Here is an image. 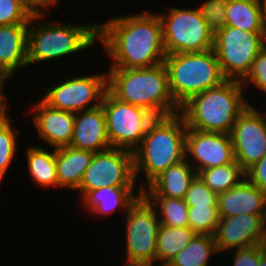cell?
I'll return each mask as SVG.
<instances>
[{"mask_svg":"<svg viewBox=\"0 0 266 266\" xmlns=\"http://www.w3.org/2000/svg\"><path fill=\"white\" fill-rule=\"evenodd\" d=\"M97 25L98 40L112 58L110 68H150L167 56L159 14L118 16Z\"/></svg>","mask_w":266,"mask_h":266,"instance_id":"1","label":"cell"},{"mask_svg":"<svg viewBox=\"0 0 266 266\" xmlns=\"http://www.w3.org/2000/svg\"><path fill=\"white\" fill-rule=\"evenodd\" d=\"M107 90L118 100L141 107L155 117L180 113L164 63L150 68H110Z\"/></svg>","mask_w":266,"mask_h":266,"instance_id":"2","label":"cell"},{"mask_svg":"<svg viewBox=\"0 0 266 266\" xmlns=\"http://www.w3.org/2000/svg\"><path fill=\"white\" fill-rule=\"evenodd\" d=\"M185 120L180 113L156 117L149 125L141 146L133 151L135 179L146 175L147 186L170 166L186 159Z\"/></svg>","mask_w":266,"mask_h":266,"instance_id":"3","label":"cell"},{"mask_svg":"<svg viewBox=\"0 0 266 266\" xmlns=\"http://www.w3.org/2000/svg\"><path fill=\"white\" fill-rule=\"evenodd\" d=\"M243 82L226 80L185 102L180 114L188 129L230 134L240 114L249 106L243 98Z\"/></svg>","mask_w":266,"mask_h":266,"instance_id":"4","label":"cell"},{"mask_svg":"<svg viewBox=\"0 0 266 266\" xmlns=\"http://www.w3.org/2000/svg\"><path fill=\"white\" fill-rule=\"evenodd\" d=\"M36 11L29 21L27 31V63L62 58L94 46L98 40V25L45 24L38 26L31 22L43 17ZM31 24V25H30ZM33 25V26H32Z\"/></svg>","mask_w":266,"mask_h":266,"instance_id":"5","label":"cell"},{"mask_svg":"<svg viewBox=\"0 0 266 266\" xmlns=\"http://www.w3.org/2000/svg\"><path fill=\"white\" fill-rule=\"evenodd\" d=\"M163 63L171 95L179 108L191 97L226 81L213 49L167 55Z\"/></svg>","mask_w":266,"mask_h":266,"instance_id":"6","label":"cell"},{"mask_svg":"<svg viewBox=\"0 0 266 266\" xmlns=\"http://www.w3.org/2000/svg\"><path fill=\"white\" fill-rule=\"evenodd\" d=\"M262 49V32L225 26L214 33L213 50L226 80L242 82Z\"/></svg>","mask_w":266,"mask_h":266,"instance_id":"7","label":"cell"},{"mask_svg":"<svg viewBox=\"0 0 266 266\" xmlns=\"http://www.w3.org/2000/svg\"><path fill=\"white\" fill-rule=\"evenodd\" d=\"M167 55L203 52L213 49L214 32L197 9L171 8L160 15Z\"/></svg>","mask_w":266,"mask_h":266,"instance_id":"8","label":"cell"},{"mask_svg":"<svg viewBox=\"0 0 266 266\" xmlns=\"http://www.w3.org/2000/svg\"><path fill=\"white\" fill-rule=\"evenodd\" d=\"M101 105L111 147L133 152L156 117L141 107L118 100L108 90Z\"/></svg>","mask_w":266,"mask_h":266,"instance_id":"9","label":"cell"},{"mask_svg":"<svg viewBox=\"0 0 266 266\" xmlns=\"http://www.w3.org/2000/svg\"><path fill=\"white\" fill-rule=\"evenodd\" d=\"M155 205L141 195L126 212V266H152L160 226Z\"/></svg>","mask_w":266,"mask_h":266,"instance_id":"10","label":"cell"},{"mask_svg":"<svg viewBox=\"0 0 266 266\" xmlns=\"http://www.w3.org/2000/svg\"><path fill=\"white\" fill-rule=\"evenodd\" d=\"M135 180L133 152L111 147L94 153L77 190L83 198L102 187H134Z\"/></svg>","mask_w":266,"mask_h":266,"instance_id":"11","label":"cell"},{"mask_svg":"<svg viewBox=\"0 0 266 266\" xmlns=\"http://www.w3.org/2000/svg\"><path fill=\"white\" fill-rule=\"evenodd\" d=\"M106 91L107 73L93 76H76L53 88H48L47 94L42 100L52 108L78 113L100 106ZM93 100H97L95 104ZM91 102H93V105L90 104Z\"/></svg>","mask_w":266,"mask_h":266,"instance_id":"12","label":"cell"},{"mask_svg":"<svg viewBox=\"0 0 266 266\" xmlns=\"http://www.w3.org/2000/svg\"><path fill=\"white\" fill-rule=\"evenodd\" d=\"M264 115L249 104L230 132L235 160L244 171L266 155V112Z\"/></svg>","mask_w":266,"mask_h":266,"instance_id":"13","label":"cell"},{"mask_svg":"<svg viewBox=\"0 0 266 266\" xmlns=\"http://www.w3.org/2000/svg\"><path fill=\"white\" fill-rule=\"evenodd\" d=\"M185 154L188 161L189 157L195 159L196 162L190 163H194L192 166L196 167L194 169L197 173L236 161L230 134L203 132L188 128Z\"/></svg>","mask_w":266,"mask_h":266,"instance_id":"14","label":"cell"},{"mask_svg":"<svg viewBox=\"0 0 266 266\" xmlns=\"http://www.w3.org/2000/svg\"><path fill=\"white\" fill-rule=\"evenodd\" d=\"M213 236L218 251L266 244V216L245 213L221 218Z\"/></svg>","mask_w":266,"mask_h":266,"instance_id":"15","label":"cell"},{"mask_svg":"<svg viewBox=\"0 0 266 266\" xmlns=\"http://www.w3.org/2000/svg\"><path fill=\"white\" fill-rule=\"evenodd\" d=\"M32 117L40 138L54 149L70 145L75 113L50 107L42 99L34 106Z\"/></svg>","mask_w":266,"mask_h":266,"instance_id":"16","label":"cell"},{"mask_svg":"<svg viewBox=\"0 0 266 266\" xmlns=\"http://www.w3.org/2000/svg\"><path fill=\"white\" fill-rule=\"evenodd\" d=\"M69 146L93 153L111 148L102 105L75 113L73 135Z\"/></svg>","mask_w":266,"mask_h":266,"instance_id":"17","label":"cell"},{"mask_svg":"<svg viewBox=\"0 0 266 266\" xmlns=\"http://www.w3.org/2000/svg\"><path fill=\"white\" fill-rule=\"evenodd\" d=\"M217 206L221 218L245 213L266 216V192L244 178L218 195Z\"/></svg>","mask_w":266,"mask_h":266,"instance_id":"18","label":"cell"},{"mask_svg":"<svg viewBox=\"0 0 266 266\" xmlns=\"http://www.w3.org/2000/svg\"><path fill=\"white\" fill-rule=\"evenodd\" d=\"M28 26L29 24L0 26V71L11 78L18 68L28 66Z\"/></svg>","mask_w":266,"mask_h":266,"instance_id":"19","label":"cell"},{"mask_svg":"<svg viewBox=\"0 0 266 266\" xmlns=\"http://www.w3.org/2000/svg\"><path fill=\"white\" fill-rule=\"evenodd\" d=\"M188 161L170 166L157 176L145 189L142 185L139 189L143 196H166L175 199H184L191 182L197 176V172Z\"/></svg>","mask_w":266,"mask_h":266,"instance_id":"20","label":"cell"},{"mask_svg":"<svg viewBox=\"0 0 266 266\" xmlns=\"http://www.w3.org/2000/svg\"><path fill=\"white\" fill-rule=\"evenodd\" d=\"M94 153L65 146L56 148V168L59 188L77 190Z\"/></svg>","mask_w":266,"mask_h":266,"instance_id":"21","label":"cell"},{"mask_svg":"<svg viewBox=\"0 0 266 266\" xmlns=\"http://www.w3.org/2000/svg\"><path fill=\"white\" fill-rule=\"evenodd\" d=\"M135 187H102L89 191L82 199L84 207L87 206L91 213L110 214L117 208L127 212L130 207L142 195L139 189L138 195L133 194Z\"/></svg>","mask_w":266,"mask_h":266,"instance_id":"22","label":"cell"},{"mask_svg":"<svg viewBox=\"0 0 266 266\" xmlns=\"http://www.w3.org/2000/svg\"><path fill=\"white\" fill-rule=\"evenodd\" d=\"M226 26L263 32L265 6L262 0H227Z\"/></svg>","mask_w":266,"mask_h":266,"instance_id":"23","label":"cell"},{"mask_svg":"<svg viewBox=\"0 0 266 266\" xmlns=\"http://www.w3.org/2000/svg\"><path fill=\"white\" fill-rule=\"evenodd\" d=\"M197 233L189 227L159 226L156 241V261L166 266L192 241Z\"/></svg>","mask_w":266,"mask_h":266,"instance_id":"24","label":"cell"},{"mask_svg":"<svg viewBox=\"0 0 266 266\" xmlns=\"http://www.w3.org/2000/svg\"><path fill=\"white\" fill-rule=\"evenodd\" d=\"M53 152L31 146L26 156L31 178L42 187H59L56 168V149Z\"/></svg>","mask_w":266,"mask_h":266,"instance_id":"25","label":"cell"},{"mask_svg":"<svg viewBox=\"0 0 266 266\" xmlns=\"http://www.w3.org/2000/svg\"><path fill=\"white\" fill-rule=\"evenodd\" d=\"M218 252L213 235L196 234L166 266H208L211 254Z\"/></svg>","mask_w":266,"mask_h":266,"instance_id":"26","label":"cell"},{"mask_svg":"<svg viewBox=\"0 0 266 266\" xmlns=\"http://www.w3.org/2000/svg\"><path fill=\"white\" fill-rule=\"evenodd\" d=\"M201 180L217 195L237 186L244 178L245 171L237 161L201 170L197 173Z\"/></svg>","mask_w":266,"mask_h":266,"instance_id":"27","label":"cell"},{"mask_svg":"<svg viewBox=\"0 0 266 266\" xmlns=\"http://www.w3.org/2000/svg\"><path fill=\"white\" fill-rule=\"evenodd\" d=\"M149 203L156 204L155 208L159 205L157 215L161 225L169 227H189L188 222V205L184 199L169 198L166 196H144Z\"/></svg>","mask_w":266,"mask_h":266,"instance_id":"28","label":"cell"},{"mask_svg":"<svg viewBox=\"0 0 266 266\" xmlns=\"http://www.w3.org/2000/svg\"><path fill=\"white\" fill-rule=\"evenodd\" d=\"M9 116L0 119V177L3 179L17 152L19 130H13ZM17 135V136H16Z\"/></svg>","mask_w":266,"mask_h":266,"instance_id":"29","label":"cell"},{"mask_svg":"<svg viewBox=\"0 0 266 266\" xmlns=\"http://www.w3.org/2000/svg\"><path fill=\"white\" fill-rule=\"evenodd\" d=\"M189 228L197 234L214 235L217 224L220 222L218 207L188 206Z\"/></svg>","mask_w":266,"mask_h":266,"instance_id":"30","label":"cell"},{"mask_svg":"<svg viewBox=\"0 0 266 266\" xmlns=\"http://www.w3.org/2000/svg\"><path fill=\"white\" fill-rule=\"evenodd\" d=\"M35 12L25 0H0V26L29 24Z\"/></svg>","mask_w":266,"mask_h":266,"instance_id":"31","label":"cell"},{"mask_svg":"<svg viewBox=\"0 0 266 266\" xmlns=\"http://www.w3.org/2000/svg\"><path fill=\"white\" fill-rule=\"evenodd\" d=\"M184 201L193 207H218V195L207 187L198 175L191 182Z\"/></svg>","mask_w":266,"mask_h":266,"instance_id":"32","label":"cell"},{"mask_svg":"<svg viewBox=\"0 0 266 266\" xmlns=\"http://www.w3.org/2000/svg\"><path fill=\"white\" fill-rule=\"evenodd\" d=\"M226 5L227 0H207L197 8L214 33L226 26Z\"/></svg>","mask_w":266,"mask_h":266,"instance_id":"33","label":"cell"},{"mask_svg":"<svg viewBox=\"0 0 266 266\" xmlns=\"http://www.w3.org/2000/svg\"><path fill=\"white\" fill-rule=\"evenodd\" d=\"M247 81L266 92V50L262 49L256 56L249 74L243 80V82Z\"/></svg>","mask_w":266,"mask_h":266,"instance_id":"34","label":"cell"},{"mask_svg":"<svg viewBox=\"0 0 266 266\" xmlns=\"http://www.w3.org/2000/svg\"><path fill=\"white\" fill-rule=\"evenodd\" d=\"M260 244L248 248L235 249L233 266H259Z\"/></svg>","mask_w":266,"mask_h":266,"instance_id":"35","label":"cell"},{"mask_svg":"<svg viewBox=\"0 0 266 266\" xmlns=\"http://www.w3.org/2000/svg\"><path fill=\"white\" fill-rule=\"evenodd\" d=\"M245 178L266 192V155L245 171Z\"/></svg>","mask_w":266,"mask_h":266,"instance_id":"36","label":"cell"},{"mask_svg":"<svg viewBox=\"0 0 266 266\" xmlns=\"http://www.w3.org/2000/svg\"><path fill=\"white\" fill-rule=\"evenodd\" d=\"M9 76L0 71V119L9 116L5 109V95H3V86L6 80H9Z\"/></svg>","mask_w":266,"mask_h":266,"instance_id":"37","label":"cell"},{"mask_svg":"<svg viewBox=\"0 0 266 266\" xmlns=\"http://www.w3.org/2000/svg\"><path fill=\"white\" fill-rule=\"evenodd\" d=\"M36 11H40V8H45L57 4L58 0H25Z\"/></svg>","mask_w":266,"mask_h":266,"instance_id":"38","label":"cell"},{"mask_svg":"<svg viewBox=\"0 0 266 266\" xmlns=\"http://www.w3.org/2000/svg\"><path fill=\"white\" fill-rule=\"evenodd\" d=\"M259 266H266V244H260V263Z\"/></svg>","mask_w":266,"mask_h":266,"instance_id":"39","label":"cell"},{"mask_svg":"<svg viewBox=\"0 0 266 266\" xmlns=\"http://www.w3.org/2000/svg\"><path fill=\"white\" fill-rule=\"evenodd\" d=\"M263 49L266 50V22H264V28L262 32Z\"/></svg>","mask_w":266,"mask_h":266,"instance_id":"40","label":"cell"},{"mask_svg":"<svg viewBox=\"0 0 266 266\" xmlns=\"http://www.w3.org/2000/svg\"><path fill=\"white\" fill-rule=\"evenodd\" d=\"M264 1V6H265V21L266 22V0H263Z\"/></svg>","mask_w":266,"mask_h":266,"instance_id":"41","label":"cell"}]
</instances>
